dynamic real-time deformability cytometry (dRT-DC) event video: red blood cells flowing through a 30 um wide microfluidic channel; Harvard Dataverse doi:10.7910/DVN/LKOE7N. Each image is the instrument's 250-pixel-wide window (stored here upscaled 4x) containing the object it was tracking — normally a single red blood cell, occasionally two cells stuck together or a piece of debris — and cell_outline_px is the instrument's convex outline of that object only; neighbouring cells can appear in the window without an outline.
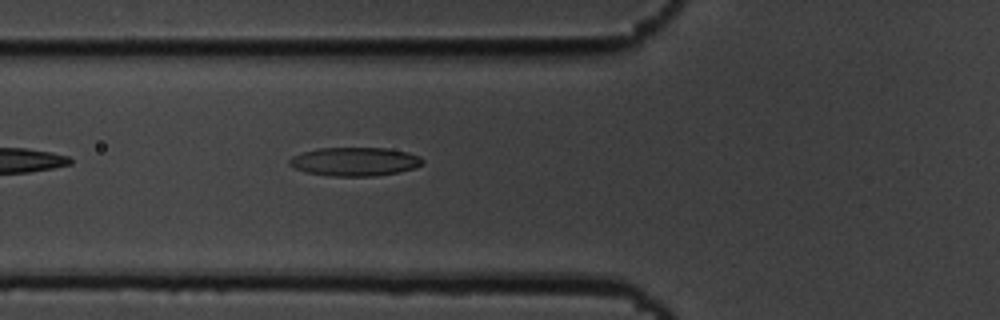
{"species": "common noctule bat (a hibernating species)", "species_latin": "Nyctalus noctula", "temperature_condition": "cold", "stored_images_in_passage": 24, "camera_frame_rate_fps": 3000, "um_per_image_px": 0.085, "animal": {"sex": "male", "body_mass_g": 19.5, "forearm_length_mm": 54.6}, "frame": {"image": 1, "passage_image": 4, "time_ms": 1.0, "image_size_px": [1000, 320], "cell_outline_px": [[424, 164], [416, 168], [376, 176], [332, 176], [304, 172], [288, 164], [288, 160], [292, 156], [316, 148], [384, 148], [408, 152], [420, 156], [424, 160]], "centroid_in_image_um": [30.17, 13.73], "position_along_channel_um": 95.6, "area_um2": 22.31}}
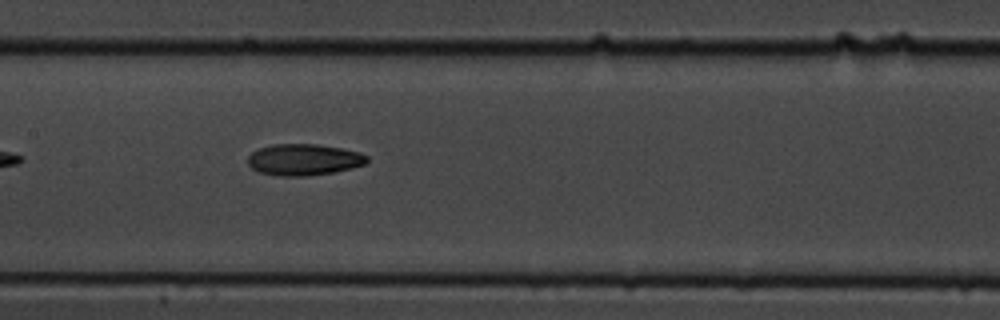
{"frame": {"image": 2, "passage_image": 11, "time_ms": 3.333, "image_size_px": [1000, 320], "cell_outline_px": [[368, 160], [364, 164], [352, 168], [332, 172], [308, 176], [276, 176], [260, 172], [252, 168], [248, 164], [248, 156], [252, 152], [260, 148], [272, 144], [316, 144], [340, 148], [360, 152], [368, 156]], "centroid_in_image_um": [25.81, 13.57], "position_along_channel_um": 181.6, "area_um2": 21.79}}
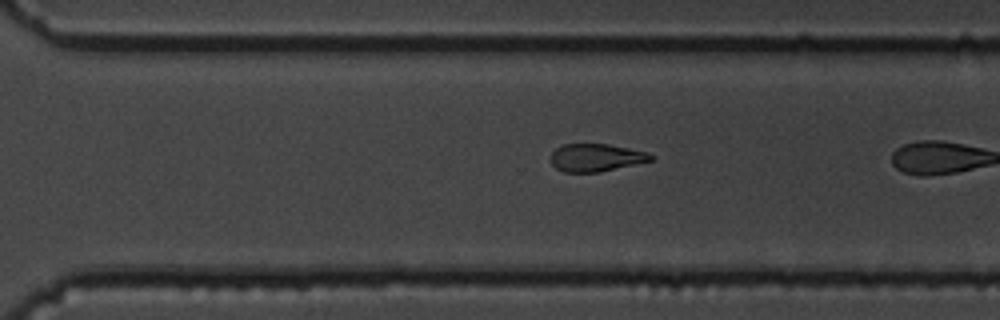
{"frame": {"image": 3, "passage_image": 20, "time_ms": 6.333, "image_size_px": [1000, 320], "cell_outline_px": [[656, 156], [652, 160], [600, 172], [564, 172], [556, 168], [552, 164], [552, 152], [560, 144], [608, 144], [648, 152]], "centroid_in_image_um": [50.67, 13.39], "position_along_channel_um": 319.9, "area_um2": 16.13}}